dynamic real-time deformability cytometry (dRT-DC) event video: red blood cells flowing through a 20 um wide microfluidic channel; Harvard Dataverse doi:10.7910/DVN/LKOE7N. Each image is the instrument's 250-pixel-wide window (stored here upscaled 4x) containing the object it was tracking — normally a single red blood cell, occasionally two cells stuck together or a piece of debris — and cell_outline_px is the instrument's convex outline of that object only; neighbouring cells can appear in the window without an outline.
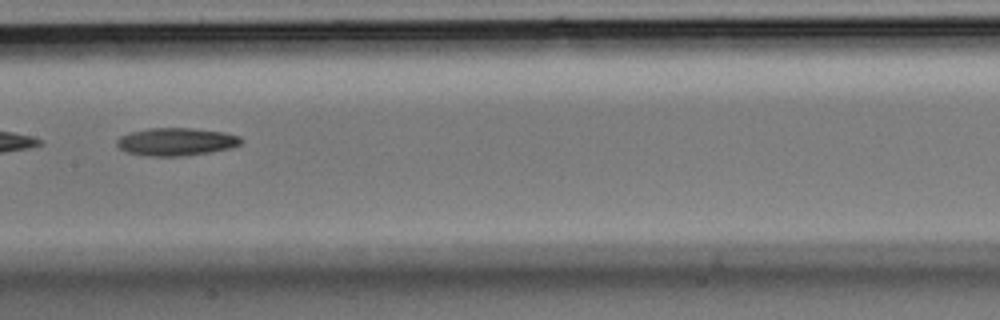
{"species": "Egyptian fruit bat (a non-hibernating species)", "species_latin": "Rousettus aegyptiacus", "temperature_condition": "room temperature", "stored_images_in_passage": 21, "camera_frame_rate_fps": 3000, "um_per_image_px": 0.085, "animal": {"sex": "male"}, "frame": {"image": 1, "passage_image": 7, "time_ms": 2.0, "image_size_px": [1000, 320], "cell_outline_px": [[244, 140], [240, 144], [232, 148], [208, 152], [180, 156], [148, 156], [128, 152], [120, 148], [116, 144], [116, 140], [120, 136], [132, 132], [148, 128], [192, 128], [224, 132], [240, 136]], "centroid_in_image_um": [15.0, 12.04], "position_along_channel_um": 192.4, "area_um2": 20.06}}